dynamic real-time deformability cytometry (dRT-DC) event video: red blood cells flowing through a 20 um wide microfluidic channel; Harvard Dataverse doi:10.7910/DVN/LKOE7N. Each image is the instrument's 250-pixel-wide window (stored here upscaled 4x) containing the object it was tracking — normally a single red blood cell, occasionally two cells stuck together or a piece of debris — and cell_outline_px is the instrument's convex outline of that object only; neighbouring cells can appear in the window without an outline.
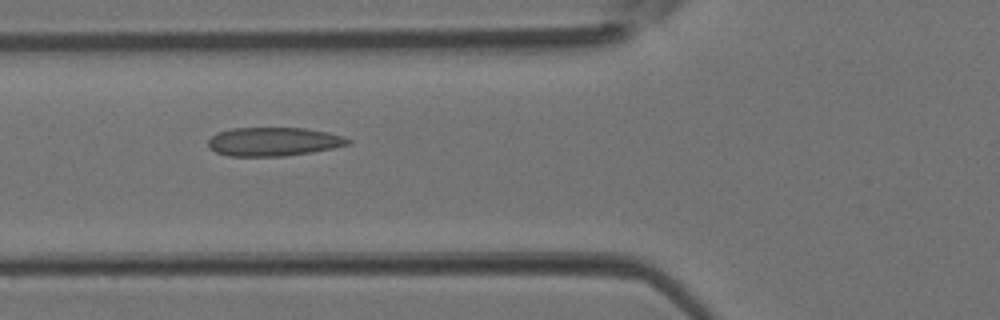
{"species": "Egyptian fruit bat (a non-hibernating species)", "species_latin": "Rousettus aegyptiacus", "temperature_condition": "room temperature", "stored_images_in_passage": 5, "camera_frame_rate_fps": 3000, "um_per_image_px": 0.085, "animal": {"sex": "female"}, "frame": {"image": 1, "passage_image": 5, "time_ms": 1.333, "image_size_px": [1000, 320], "cell_outline_px": [[352, 140], [348, 144], [332, 148], [312, 152], [284, 156], [228, 156], [216, 152], [208, 148], [208, 140], [212, 136], [220, 132], [232, 128], [304, 128], [328, 132], [344, 136]], "centroid_in_image_um": [23.25, 12.04], "position_along_channel_um": 102.6, "area_um2": 23.35}}